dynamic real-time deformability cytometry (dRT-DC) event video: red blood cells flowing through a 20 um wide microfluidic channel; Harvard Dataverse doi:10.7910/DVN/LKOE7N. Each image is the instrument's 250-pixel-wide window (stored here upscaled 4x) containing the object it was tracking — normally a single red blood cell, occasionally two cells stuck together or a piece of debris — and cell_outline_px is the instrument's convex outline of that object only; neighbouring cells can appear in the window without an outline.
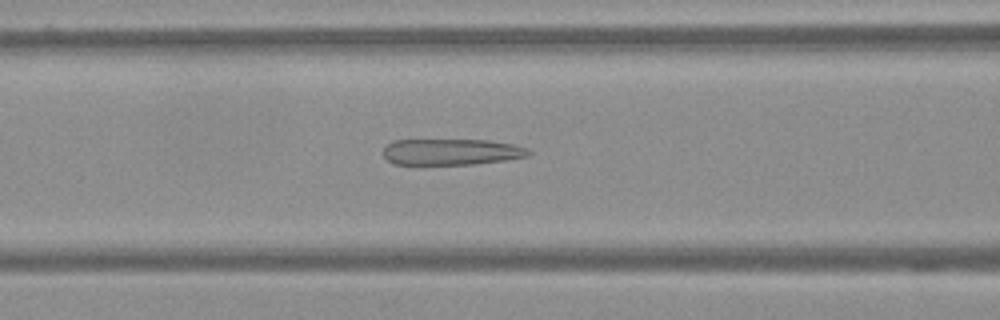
{"species": "Egyptian fruit bat (a non-hibernating species)", "species_latin": "Rousettus aegyptiacus", "temperature_condition": "warm", "stored_images_in_passage": 61, "camera_frame_rate_fps": 3000, "um_per_image_px": 0.085, "frame": {"image": 1, "passage_image": 26, "time_ms": 8.333, "image_size_px": [1000, 320], "cell_outline_px": [[532, 152], [528, 156], [508, 160], [476, 164], [392, 164], [384, 156], [384, 148], [392, 140], [488, 140], [512, 144], [528, 148]], "centroid_in_image_um": [38.4, 12.91], "position_along_channel_um": 128.2, "area_um2": 22.25}}
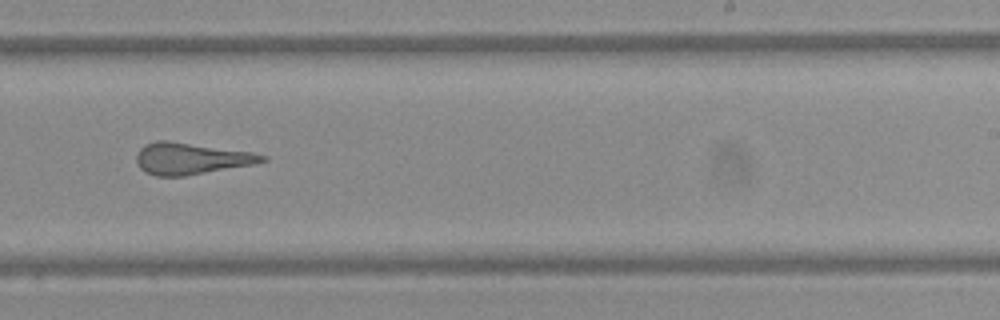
{"frame": {"image": 2, "passage_image": 39, "time_ms": 12.667, "image_size_px": [1000, 320], "cell_outline_px": [[268, 160], [256, 164], [184, 176], [156, 176], [144, 172], [136, 164], [136, 152], [144, 144], [156, 140], [168, 140], [252, 152], [268, 156]], "centroid_in_image_um": [16.21, 13.47], "position_along_channel_um": 272.8, "area_um2": 23.47}}
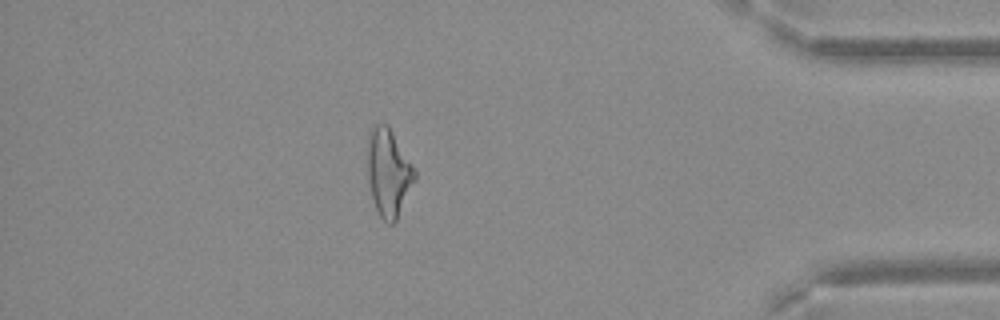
{"frame": {"image": 3, "passage_image": 54, "time_ms": 17.667, "image_size_px": [1000, 320], "cell_outline_px": [[416, 180], [396, 220], [392, 224], [388, 224], [380, 216], [376, 208], [372, 196], [368, 180], [368, 132], [376, 124], [388, 124], [416, 172]], "centroid_in_image_um": [33.02, 14.67], "position_along_channel_um": 402.2, "area_um2": 23.81}}